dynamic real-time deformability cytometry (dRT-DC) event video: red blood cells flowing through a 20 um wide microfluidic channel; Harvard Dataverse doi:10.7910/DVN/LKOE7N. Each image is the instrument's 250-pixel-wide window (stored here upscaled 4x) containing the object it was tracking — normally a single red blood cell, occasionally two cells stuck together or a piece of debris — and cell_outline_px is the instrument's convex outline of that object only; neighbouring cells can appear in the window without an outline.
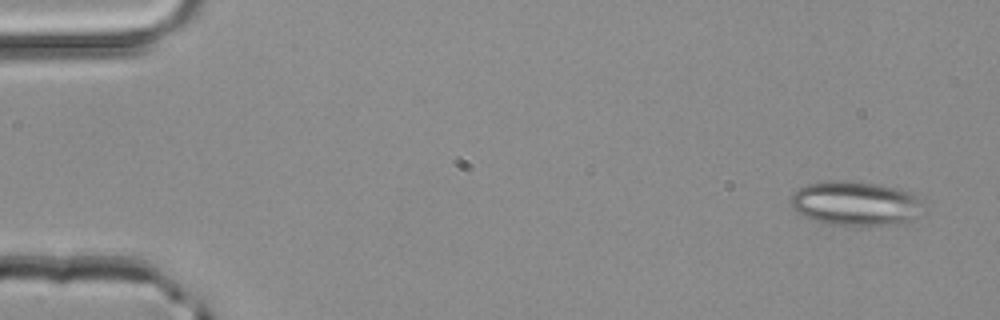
{"species": "common noctule bat (a hibernating species)", "species_latin": "Nyctalus noctula", "temperature_condition": "room temperature", "stored_images_in_passage": 4, "camera_frame_rate_fps": 3000, "um_per_image_px": 0.085, "animal": {"sex": "male", "body_mass_g": 20.4}, "frame": {"image": 1, "passage_image": 1, "time_ms": 0.0, "image_size_px": [1000, 320], "cell_outline_px": [[924, 196], [916, 216], [908, 220], [896, 224], [828, 224], [804, 216], [792, 208], [788, 200], [800, 188], [808, 184], [824, 180], [844, 180], [876, 184], [896, 188], [912, 192]], "centroid_in_image_um": [72.7, 17.25], "position_along_channel_um": 12.3, "area_um2": 33.87}}